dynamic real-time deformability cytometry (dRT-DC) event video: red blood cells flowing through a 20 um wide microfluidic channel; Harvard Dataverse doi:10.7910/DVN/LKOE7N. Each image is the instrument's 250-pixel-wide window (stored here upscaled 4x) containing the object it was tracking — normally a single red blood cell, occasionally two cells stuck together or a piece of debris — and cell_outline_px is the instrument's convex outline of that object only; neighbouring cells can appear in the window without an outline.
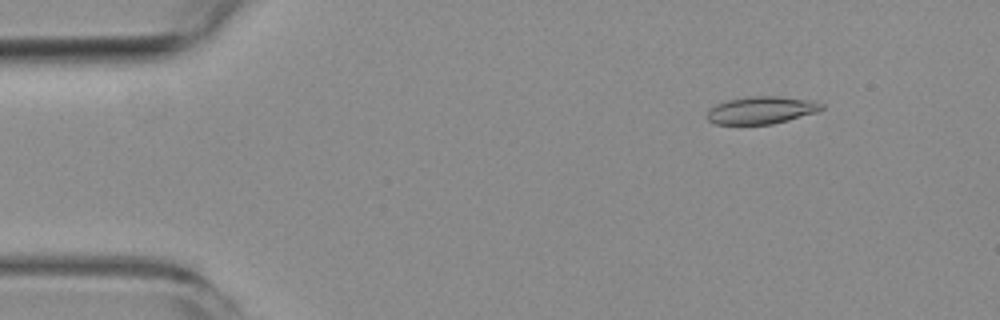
{"species": "common noctule bat (a hibernating species)", "species_latin": "Nyctalus noctula", "temperature_condition": "room temperature", "stored_images_in_passage": 5, "camera_frame_rate_fps": 3000, "um_per_image_px": 0.085, "animal": {"sex": "female", "body_mass_g": 19.3, "forearm_length_mm": 54.1}, "frame": {"image": 1, "passage_image": 2, "time_ms": 1.0, "image_size_px": [1000, 320], "cell_outline_px": [[824, 108], [816, 112], [788, 120], [772, 124], [716, 124], [708, 120], [708, 112], [716, 104], [728, 100], [748, 96], [776, 96], [816, 100], [824, 104]], "centroid_in_image_um": [64.77, 9.35], "position_along_channel_um": 20.2, "area_um2": 18.26}}